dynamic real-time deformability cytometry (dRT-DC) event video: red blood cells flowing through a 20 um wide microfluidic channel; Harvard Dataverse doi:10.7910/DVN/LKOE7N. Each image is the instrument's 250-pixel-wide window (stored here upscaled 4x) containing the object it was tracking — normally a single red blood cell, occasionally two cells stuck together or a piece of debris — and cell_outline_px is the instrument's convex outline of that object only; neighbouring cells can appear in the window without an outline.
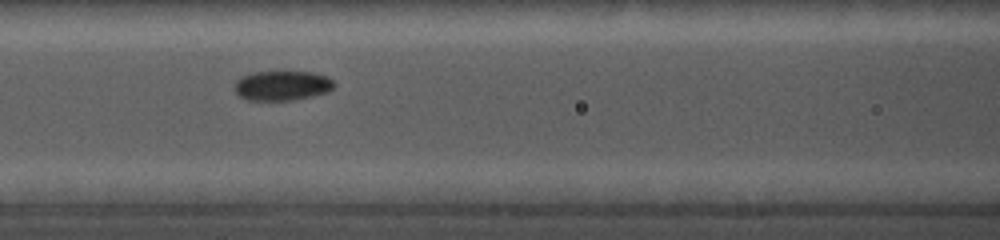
{"species": "common noctule bat (a hibernating species)", "species_latin": "Nyctalus noctula", "temperature_condition": "cold", "stored_images_in_passage": 27, "camera_frame_rate_fps": 5000, "um_per_image_px": 0.085, "animal": {"sex": "female", "body_mass_g": 19.0, "forearm_length_mm": 56.7}, "frame": {"image": 1, "passage_image": 8, "time_ms": 4.0, "image_size_px": [1000, 240], "cell_outline_px": [[336, 84], [328, 92], [296, 100], [248, 100], [240, 96], [236, 92], [236, 80], [240, 76], [252, 72], [312, 72], [324, 76], [332, 80]], "centroid_in_image_um": [23.98, 7.28], "position_along_channel_um": 142.6, "area_um2": 17.17}}
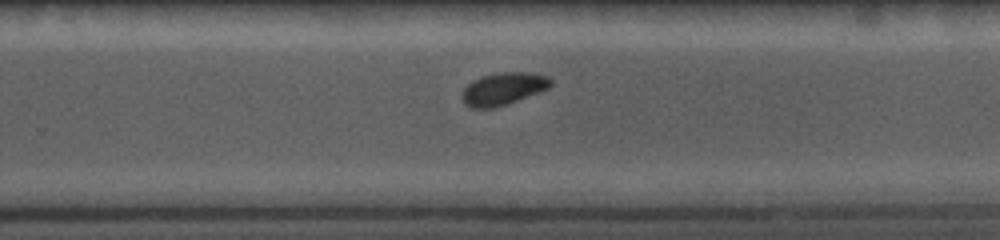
{"frame": {"image": 2, "passage_image": 17, "time_ms": 7.8, "image_size_px": [1000, 240], "cell_outline_px": [[552, 84], [548, 88], [540, 92], [492, 108], [472, 108], [464, 104], [464, 88], [472, 80], [484, 76], [500, 72], [528, 72], [548, 76], [552, 80]], "centroid_in_image_um": [42.8, 7.53], "position_along_channel_um": 287.0, "area_um2": 16.42}}
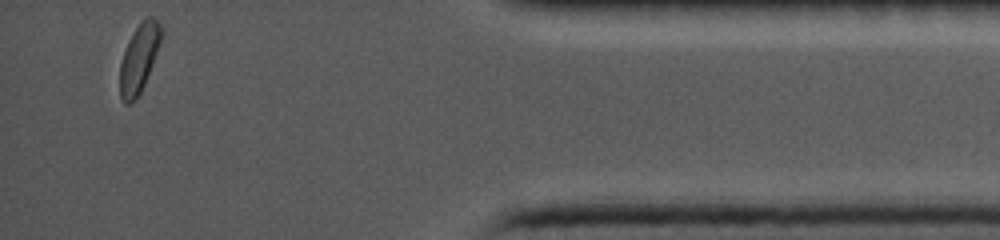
{"frame": {"image": 3, "passage_image": 27, "time_ms": 12.2, "image_size_px": [1000, 240], "cell_outline_px": [[164, 32], [152, 64], [144, 84], [136, 100], [132, 104], [124, 104], [120, 96], [120, 64], [128, 40], [140, 20], [148, 16], [152, 16], [160, 24]], "centroid_in_image_um": [11.82, 4.93], "position_along_channel_um": 423.4, "area_um2": 16.53}}